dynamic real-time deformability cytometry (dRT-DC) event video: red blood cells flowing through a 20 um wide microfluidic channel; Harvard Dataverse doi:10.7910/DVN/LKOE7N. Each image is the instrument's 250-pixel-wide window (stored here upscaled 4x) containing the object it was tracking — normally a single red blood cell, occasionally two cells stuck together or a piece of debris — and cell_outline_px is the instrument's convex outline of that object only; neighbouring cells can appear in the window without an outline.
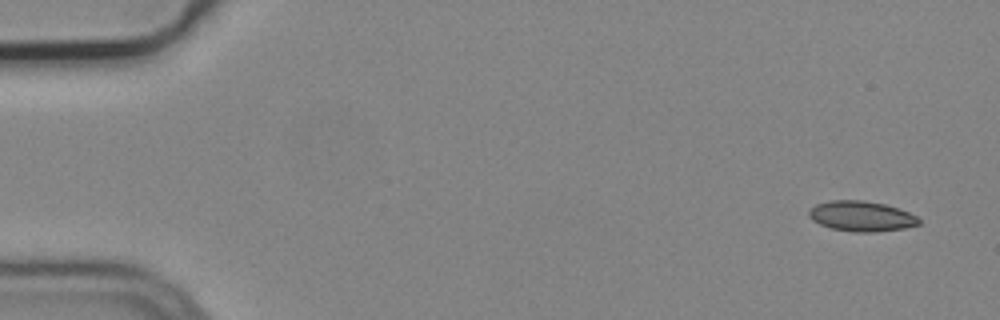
{"species": "common noctule bat (a hibernating species)", "species_latin": "Nyctalus noctula", "temperature_condition": "cold", "stored_images_in_passage": 6, "camera_frame_rate_fps": 3000, "um_per_image_px": 0.085, "animal": {"sex": "male", "body_mass_g": 19.2, "forearm_length_mm": 51.8}, "frame": {"image": 1, "passage_image": 1, "time_ms": 0.0, "image_size_px": [1000, 320], "cell_outline_px": [[920, 224], [904, 228], [876, 232], [856, 232], [832, 228], [820, 224], [812, 220], [808, 216], [808, 212], [816, 204], [832, 200], [864, 200], [884, 204], [908, 212], [916, 216], [920, 220]], "centroid_in_image_um": [73.21, 18.38], "position_along_channel_um": 11.8, "area_um2": 19.25}}
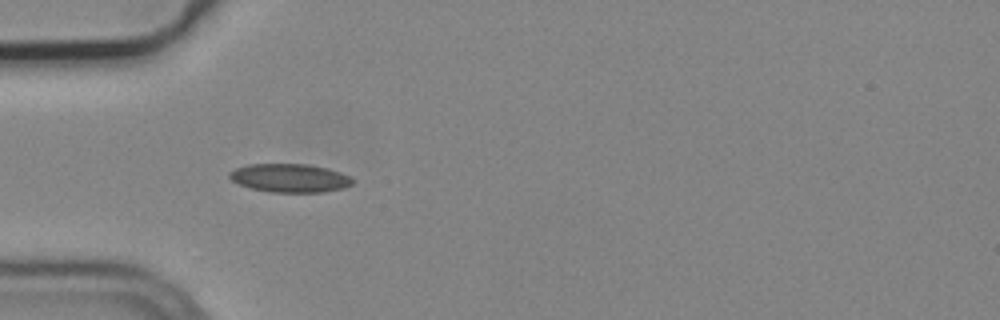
{"frame": {"image": 2, "passage_image": 5, "time_ms": 1.333, "image_size_px": [1000, 320], "cell_outline_px": [[352, 184], [344, 188], [324, 192], [268, 192], [252, 188], [240, 184], [232, 180], [228, 176], [228, 172], [236, 168], [248, 164], [308, 164], [328, 168], [340, 172], [348, 176], [352, 180]], "centroid_in_image_um": [24.62, 15.13], "position_along_channel_um": 60.4, "area_um2": 20.4}}
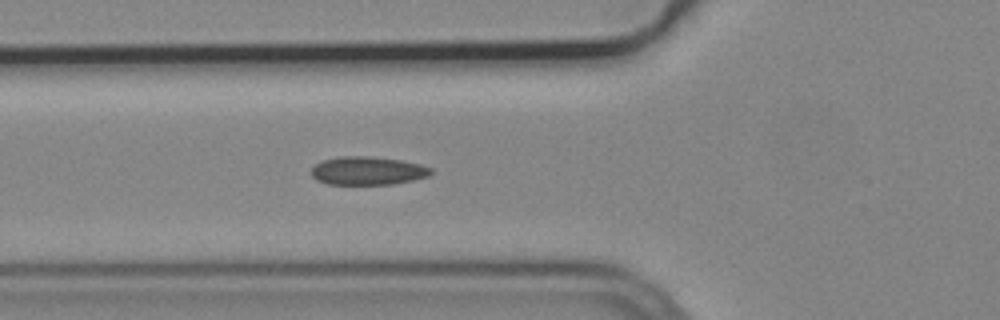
{"frame": {"image": 3, "passage_image": 6, "time_ms": 1.667, "image_size_px": [1000, 320], "cell_outline_px": [[432, 172], [428, 176], [412, 180], [392, 184], [328, 184], [316, 180], [312, 176], [312, 168], [316, 164], [324, 160], [340, 156], [368, 156], [400, 160], [420, 164], [432, 168]], "centroid_in_image_um": [31.25, 14.51], "position_along_channel_um": 94.6, "area_um2": 19.59}}